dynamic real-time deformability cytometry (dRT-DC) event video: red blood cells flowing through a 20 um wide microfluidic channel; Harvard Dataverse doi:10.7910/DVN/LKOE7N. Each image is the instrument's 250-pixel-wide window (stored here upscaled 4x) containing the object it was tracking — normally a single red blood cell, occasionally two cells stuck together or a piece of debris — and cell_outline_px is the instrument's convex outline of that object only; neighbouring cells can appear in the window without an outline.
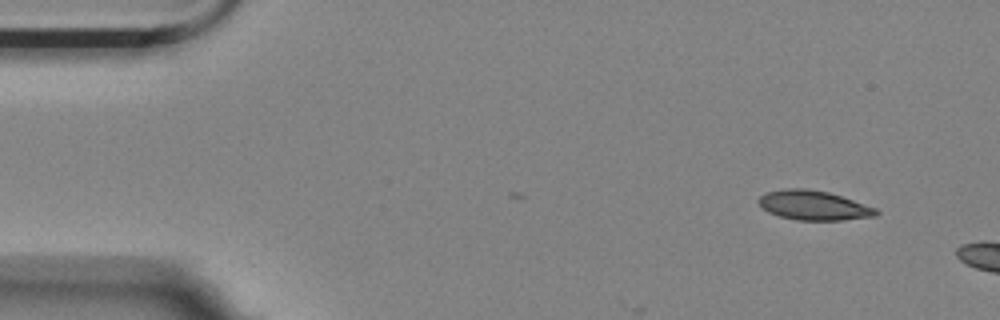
{"species": "Egyptian fruit bat (a non-hibernating species)", "species_latin": "Rousettus aegyptiacus", "temperature_condition": "room temperature", "stored_images_in_passage": 3, "camera_frame_rate_fps": 3000, "um_per_image_px": 0.085, "animal": {"sex": "female"}, "frame": {"image": 1, "passage_image": 1, "time_ms": 0.0, "image_size_px": [1000, 320], "cell_outline_px": [[880, 212], [876, 216], [840, 220], [796, 220], [780, 216], [768, 212], [756, 200], [764, 192], [784, 188], [808, 188], [828, 192], [876, 208]], "centroid_in_image_um": [69.12, 17.44], "position_along_channel_um": 15.9, "area_um2": 20.17}}